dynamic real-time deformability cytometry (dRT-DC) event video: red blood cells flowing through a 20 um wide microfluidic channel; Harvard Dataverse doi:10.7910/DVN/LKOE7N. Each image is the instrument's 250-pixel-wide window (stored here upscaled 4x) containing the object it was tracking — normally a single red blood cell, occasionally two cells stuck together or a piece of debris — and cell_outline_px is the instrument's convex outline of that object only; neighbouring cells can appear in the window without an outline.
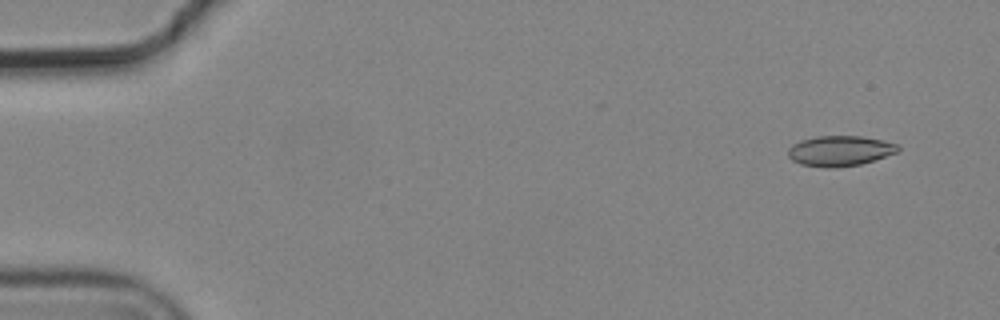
{"species": "common noctule bat (a hibernating species)", "species_latin": "Nyctalus noctula", "temperature_condition": "cold", "stored_images_in_passage": 6, "camera_frame_rate_fps": 3000, "um_per_image_px": 0.085, "animal": {"sex": "male", "body_mass_g": 19.2, "forearm_length_mm": 51.8}, "frame": {"image": 1, "passage_image": 1, "time_ms": 0.0, "image_size_px": [1000, 320], "cell_outline_px": [[900, 148], [896, 152], [860, 164], [836, 168], [828, 168], [800, 164], [792, 160], [788, 156], [788, 148], [792, 144], [800, 140], [816, 136], [860, 136], [900, 144]], "centroid_in_image_um": [71.34, 12.82], "position_along_channel_um": 13.7, "area_um2": 19.36}}
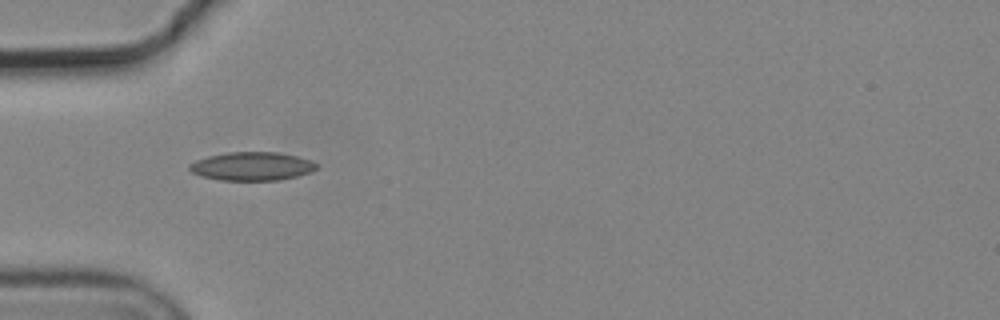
{"frame": {"image": 2, "passage_image": 5, "time_ms": 1.333, "image_size_px": [1000, 320], "cell_outline_px": [[316, 168], [312, 172], [280, 180], [220, 180], [200, 176], [192, 172], [188, 168], [188, 164], [196, 160], [208, 156], [228, 152], [276, 152], [296, 156], [312, 160], [316, 164]], "centroid_in_image_um": [21.39, 14.13], "position_along_channel_um": 63.6, "area_um2": 21.1}}
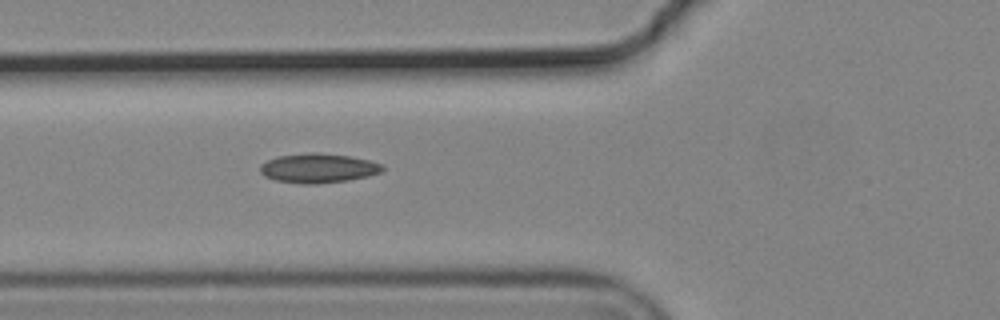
{"frame": {"image": 3, "passage_image": 6, "time_ms": 1.667, "image_size_px": [1000, 320], "cell_outline_px": [[384, 168], [380, 172], [368, 176], [348, 180], [316, 184], [300, 184], [276, 180], [264, 176], [260, 172], [260, 164], [276, 156], [312, 152], [320, 152], [352, 156], [384, 164]], "centroid_in_image_um": [27.04, 14.28], "position_along_channel_um": 98.8, "area_um2": 21.15}}